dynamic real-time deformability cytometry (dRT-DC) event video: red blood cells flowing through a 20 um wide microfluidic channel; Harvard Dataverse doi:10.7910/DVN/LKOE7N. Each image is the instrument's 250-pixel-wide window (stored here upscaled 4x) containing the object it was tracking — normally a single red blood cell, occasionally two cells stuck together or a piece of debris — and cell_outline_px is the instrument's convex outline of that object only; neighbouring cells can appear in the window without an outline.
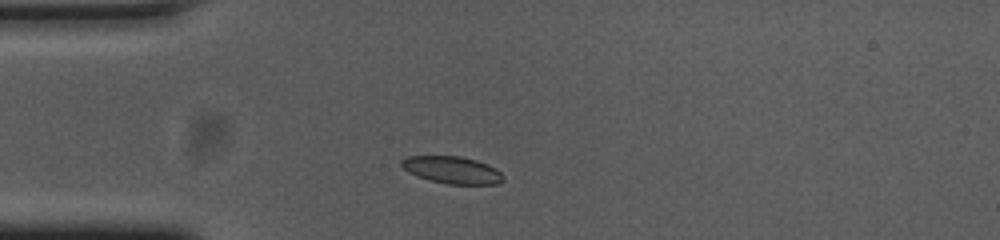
{"species": "common noctule bat (a hibernating species)", "species_latin": "Nyctalus noctula", "temperature_condition": "cold", "stored_images_in_passage": 47, "camera_frame_rate_fps": 3000, "um_per_image_px": 0.085, "animal": {"sex": "female", "body_mass_g": 23.0, "forearm_length_mm": 53.4}, "frame": {"image": 1, "passage_image": 6, "time_ms": 1.667, "image_size_px": [1000, 240], "cell_outline_px": [[504, 180], [496, 184], [448, 184], [416, 176], [408, 172], [400, 164], [400, 160], [408, 156], [460, 156], [476, 160], [488, 164], [496, 168], [504, 176]], "centroid_in_image_um": [38.44, 14.44], "position_along_channel_um": 46.6, "area_um2": 16.13}}
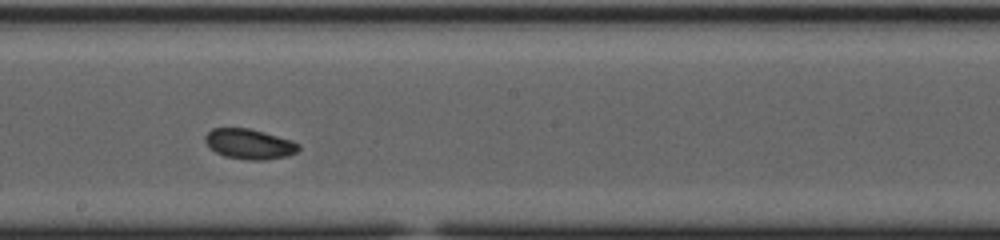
{"frame": {"image": 2, "passage_image": 22, "time_ms": 7.0, "image_size_px": [1000, 240], "cell_outline_px": [[300, 148], [296, 152], [288, 156], [264, 160], [248, 160], [224, 156], [216, 152], [204, 140], [204, 136], [212, 128], [248, 128], [264, 132], [292, 140], [300, 144]], "centroid_in_image_um": [21.22, 12.24], "position_along_channel_um": 227.0, "area_um2": 16.42}}
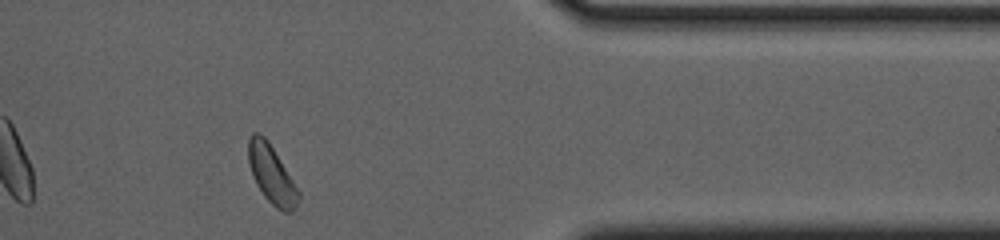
{"frame": {"image": 3, "passage_image": 37, "time_ms": 12.0, "image_size_px": [1000, 240], "cell_outline_px": [[300, 196], [292, 212], [284, 212], [276, 208], [264, 196], [256, 184], [252, 176], [248, 164], [248, 140], [252, 132], [260, 132], [268, 140], [300, 192]], "centroid_in_image_um": [23.06, 14.8], "position_along_channel_um": 388.3, "area_um2": 16.99}, "authors_computed_cell_mechanics": {"area_um2": 16.3574, "velocity_mm_per_s": 3.6582, "shape_relaxation_time_tau1_ms": 2.2317, "shape_relaxation_time_tau2_ms": 2.8978, "deformation_change_tau1": 0.0861, "deformation_change_tau2": 0.0636}}